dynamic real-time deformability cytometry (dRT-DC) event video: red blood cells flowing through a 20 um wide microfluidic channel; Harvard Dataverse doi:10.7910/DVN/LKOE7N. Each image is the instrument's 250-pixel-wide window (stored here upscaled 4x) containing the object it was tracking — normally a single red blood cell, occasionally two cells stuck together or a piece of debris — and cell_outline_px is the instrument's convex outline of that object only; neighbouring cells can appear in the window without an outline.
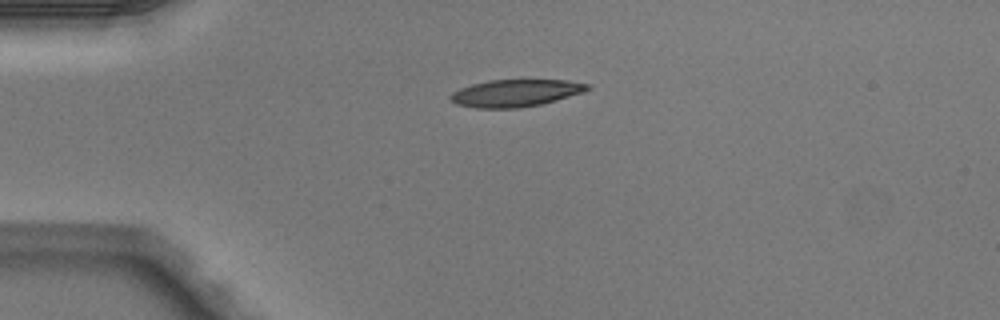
{"species": "Egyptian fruit bat (a non-hibernating species)", "species_latin": "Rousettus aegyptiacus", "temperature_condition": "warm", "stored_images_in_passage": 38, "camera_frame_rate_fps": 3000, "um_per_image_px": 0.085, "animal": {"sex": "male"}, "frame": {"image": 1, "passage_image": 1, "time_ms": 0.0, "image_size_px": [1000, 320], "cell_outline_px": [[592, 88], [584, 92], [556, 100], [540, 104], [520, 108], [476, 108], [456, 104], [448, 96], [452, 92], [460, 88], [472, 84], [488, 80], [568, 80], [592, 84]], "centroid_in_image_um": [43.85, 7.9], "position_along_channel_um": 41.2, "area_um2": 21.85}}
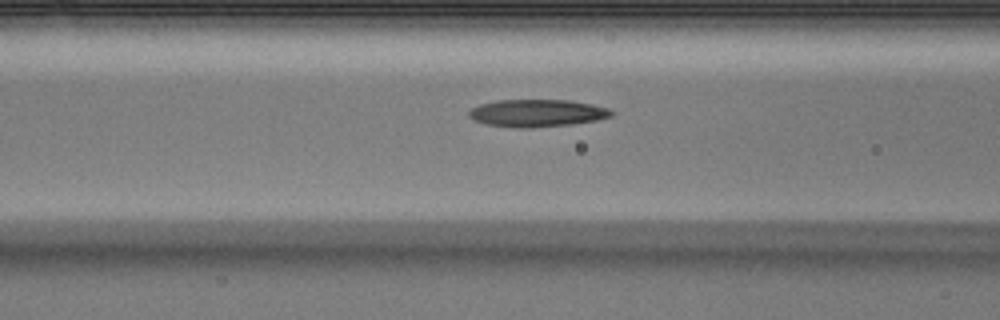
{"frame": {"image": 2, "passage_image": 9, "time_ms": 2.667, "image_size_px": [1000, 320], "cell_outline_px": [[612, 116], [596, 120], [568, 124], [528, 128], [516, 128], [488, 124], [476, 120], [468, 116], [468, 112], [472, 108], [480, 104], [496, 100], [572, 100], [592, 104], [608, 108], [612, 112]], "centroid_in_image_um": [45.64, 9.6], "position_along_channel_um": 121.0, "area_um2": 22.54}}
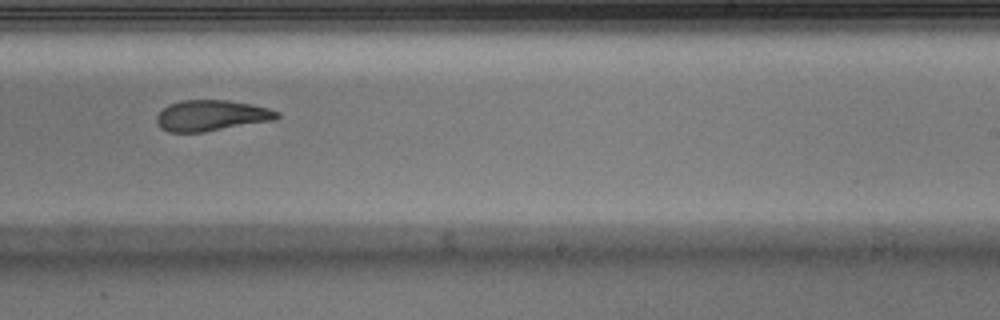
{"frame": {"image": 3, "passage_image": 20, "time_ms": 6.333, "image_size_px": [1000, 320], "cell_outline_px": [[280, 116], [276, 120], [204, 132], [168, 132], [160, 128], [156, 120], [156, 116], [168, 104], [180, 100], [228, 100], [252, 104], [268, 108], [280, 112]], "centroid_in_image_um": [17.98, 9.82], "position_along_channel_um": 271.0, "area_um2": 21.85}, "authors_computed_cell_mechanics": {"area_um2": 22.5131, "velocity_mm_per_s": 4.095, "shape_relaxation_time_tau1_ms": null, "shape_relaxation_time_tau2_ms": 3.848, "deformation_change_tau1": null, "deformation_change_tau2": 0.1356}}